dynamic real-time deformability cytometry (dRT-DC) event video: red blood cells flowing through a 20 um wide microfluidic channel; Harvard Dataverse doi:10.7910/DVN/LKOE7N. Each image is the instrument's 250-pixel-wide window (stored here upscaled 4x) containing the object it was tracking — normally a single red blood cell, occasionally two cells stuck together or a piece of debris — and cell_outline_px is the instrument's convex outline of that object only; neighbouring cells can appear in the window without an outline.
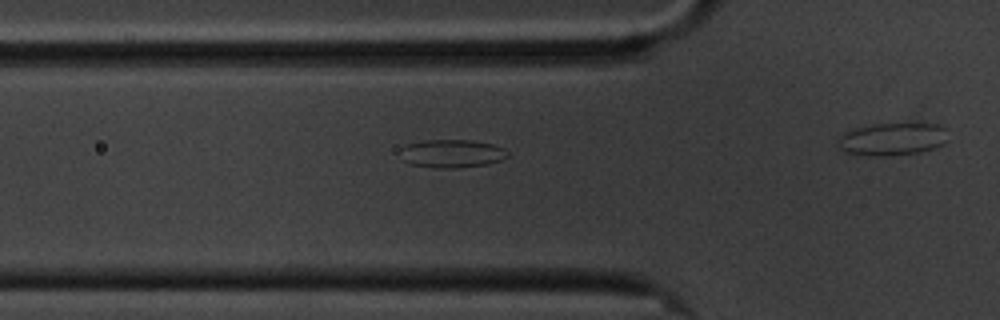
{"species": "common noctule bat (a hibernating species)", "species_latin": "Nyctalus noctula", "temperature_condition": "cold", "stored_images_in_passage": 17, "camera_frame_rate_fps": 3000, "um_per_image_px": 0.085, "animal": {"sex": "male", "body_mass_g": 20.1, "forearm_length_mm": 53.5}, "frame": {"image": 1, "passage_image": 12, "time_ms": 3.667, "image_size_px": [1000, 320], "cell_outline_px": [[508, 156], [500, 160], [488, 164], [456, 168], [436, 168], [412, 164], [404, 160], [400, 148], [408, 144], [424, 140], [472, 140], [492, 144], [504, 148], [508, 152]], "centroid_in_image_um": [38.43, 13.05], "position_along_channel_um": 87.4, "area_um2": 17.51}}